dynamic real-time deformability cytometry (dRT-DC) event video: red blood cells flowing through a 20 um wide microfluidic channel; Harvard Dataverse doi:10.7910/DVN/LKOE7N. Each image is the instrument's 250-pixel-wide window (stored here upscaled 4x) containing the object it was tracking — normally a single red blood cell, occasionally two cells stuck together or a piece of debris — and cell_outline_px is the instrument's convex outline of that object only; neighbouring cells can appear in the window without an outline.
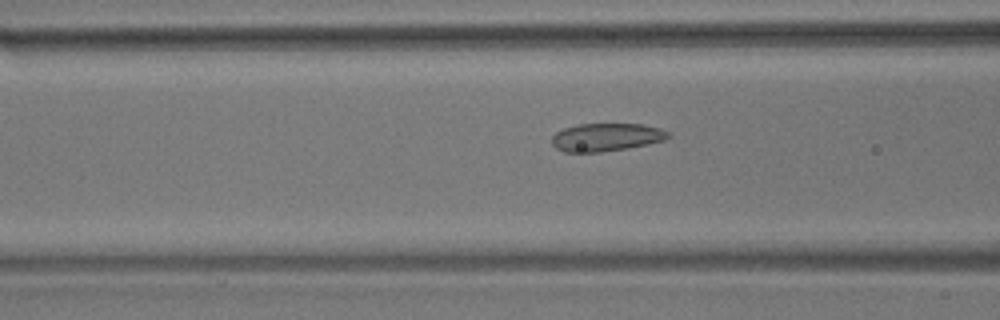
{"species": "common noctule bat (a hibernating species)", "species_latin": "Nyctalus noctula", "temperature_condition": "room temperature", "stored_images_in_passage": 54, "camera_frame_rate_fps": 3000, "um_per_image_px": 0.085, "animal": {"sex": "male", "body_mass_g": 17.9}, "frame": {"image": 1, "passage_image": 22, "time_ms": 7.0, "image_size_px": [1000, 320], "cell_outline_px": [[672, 136], [664, 140], [628, 148], [600, 152], [564, 152], [556, 148], [552, 144], [552, 136], [556, 132], [564, 128], [576, 124], [644, 124], [660, 128], [672, 132]], "centroid_in_image_um": [51.56, 11.65], "position_along_channel_um": 115.0, "area_um2": 19.13}}
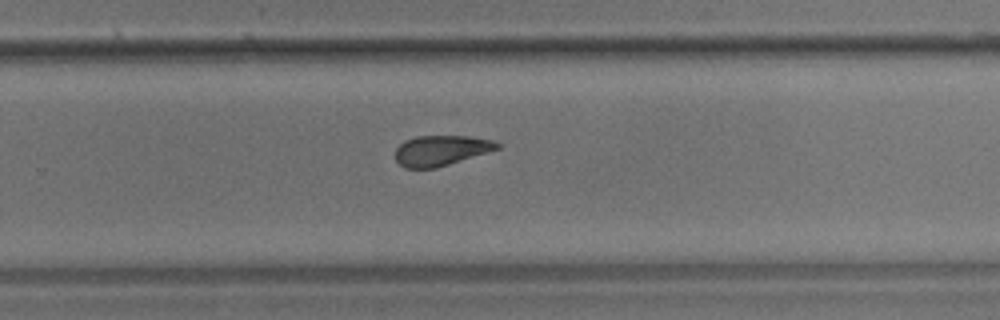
{"frame": {"image": 2, "passage_image": 37, "time_ms": 12.0, "image_size_px": [1000, 320], "cell_outline_px": [[500, 148], [436, 168], [404, 168], [396, 160], [396, 148], [404, 140], [416, 136], [468, 136], [492, 140], [500, 144]], "centroid_in_image_um": [37.46, 12.78], "position_along_channel_um": 292.3, "area_um2": 17.86}}
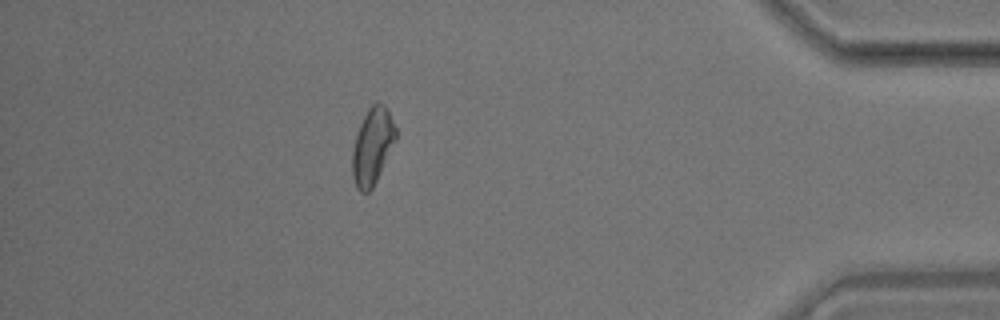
{"frame": {"image": 3, "passage_image": 50, "time_ms": 16.333, "image_size_px": [1000, 320], "cell_outline_px": [[396, 140], [372, 188], [368, 192], [360, 192], [356, 188], [352, 176], [352, 152], [356, 136], [360, 124], [368, 108], [376, 100], [384, 104], [388, 108], [396, 128]], "centroid_in_image_um": [31.66, 12.39], "position_along_channel_um": 403.5, "area_um2": 19.36}, "authors_computed_cell_mechanics": {"area_um2": 19.3341, "velocity_mm_per_s": 3.5517, "shape_relaxation_time_tau1_ms": 5.9655, "shape_relaxation_time_tau2_ms": 1.7771, "deformation_change_tau1": 0.0954, "deformation_change_tau2": 0.0798}}